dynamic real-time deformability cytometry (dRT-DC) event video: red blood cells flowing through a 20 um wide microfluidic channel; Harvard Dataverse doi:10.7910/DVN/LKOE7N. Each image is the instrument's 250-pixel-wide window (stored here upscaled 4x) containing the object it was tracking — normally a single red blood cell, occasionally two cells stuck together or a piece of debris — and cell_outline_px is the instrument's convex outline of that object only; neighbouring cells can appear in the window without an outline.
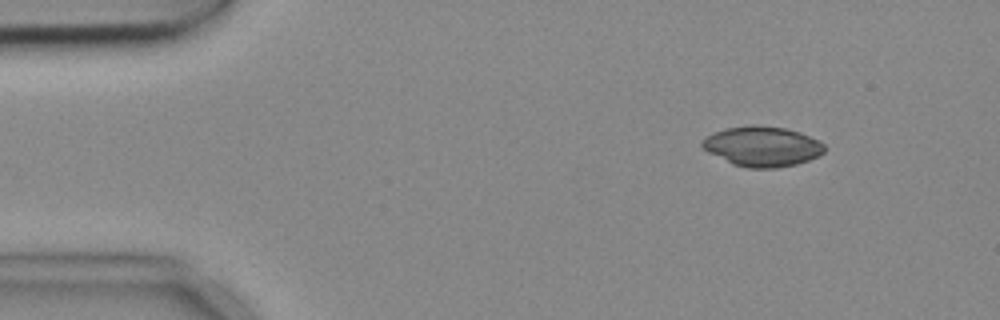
{"species": "common noctule bat (a hibernating species)", "species_latin": "Nyctalus noctula", "temperature_condition": "cold", "stored_images_in_passage": 3, "camera_frame_rate_fps": 3000, "um_per_image_px": 0.085, "animal": {"sex": "female", "body_mass_g": 18.4}, "frame": {"image": 1, "passage_image": 2, "time_ms": 0.333, "image_size_px": [1000, 320], "cell_outline_px": [[824, 152], [820, 156], [796, 164], [776, 168], [748, 168], [732, 164], [708, 152], [700, 144], [700, 140], [712, 132], [724, 128], [748, 124], [760, 124], [784, 128], [800, 132], [824, 144]], "centroid_in_image_um": [64.75, 12.43], "position_along_channel_um": 20.3, "area_um2": 28.84}}